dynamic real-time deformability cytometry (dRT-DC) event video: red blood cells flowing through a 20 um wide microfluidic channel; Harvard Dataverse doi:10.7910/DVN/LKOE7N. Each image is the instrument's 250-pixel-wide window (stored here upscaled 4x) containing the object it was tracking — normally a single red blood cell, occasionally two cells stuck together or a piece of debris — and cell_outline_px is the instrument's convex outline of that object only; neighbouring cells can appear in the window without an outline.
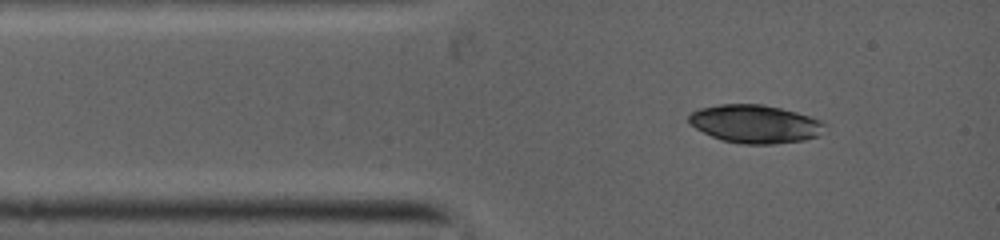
{"species": "common noctule bat (a hibernating species)", "species_latin": "Nyctalus noctula", "temperature_condition": "warm", "stored_images_in_passage": 5, "camera_frame_rate_fps": 5000, "um_per_image_px": 0.085, "animal": {"sex": "female", "body_mass_g": 19.0, "forearm_length_mm": 53.3}, "frame": {"image": 1, "passage_image": 1, "time_ms": 0.0, "image_size_px": [1000, 240], "cell_outline_px": [[824, 124], [816, 136], [800, 140], [768, 144], [744, 144], [724, 140], [712, 136], [696, 128], [688, 120], [688, 116], [692, 112], [700, 108], [720, 104], [764, 104], [796, 112], [820, 120]], "centroid_in_image_um": [64.12, 10.51], "position_along_channel_um": 20.9, "area_um2": 29.54}}